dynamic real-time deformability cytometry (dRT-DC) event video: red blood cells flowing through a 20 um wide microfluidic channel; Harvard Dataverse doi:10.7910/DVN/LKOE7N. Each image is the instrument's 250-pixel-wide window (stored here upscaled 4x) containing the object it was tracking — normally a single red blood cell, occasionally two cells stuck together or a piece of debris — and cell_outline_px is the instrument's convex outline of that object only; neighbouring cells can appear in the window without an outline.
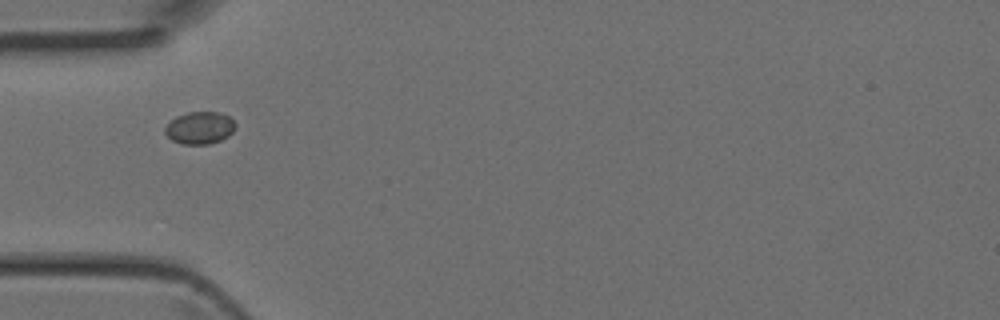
{"species": "Egyptian fruit bat (a non-hibernating species)", "species_latin": "Rousettus aegyptiacus", "temperature_condition": "room temperature", "stored_images_in_passage": 2, "camera_frame_rate_fps": 3000, "um_per_image_px": 0.085, "animal": {"sex": "female"}, "frame": {"image": 1, "passage_image": 1, "time_ms": 0.0, "image_size_px": [1000, 320], "cell_outline_px": [[236, 128], [228, 136], [220, 140], [208, 144], [180, 144], [172, 140], [164, 132], [164, 128], [176, 116], [188, 112], [220, 112], [228, 116], [236, 124]], "centroid_in_image_um": [16.98, 10.87], "position_along_channel_um": 68.0, "area_um2": 13.24}}
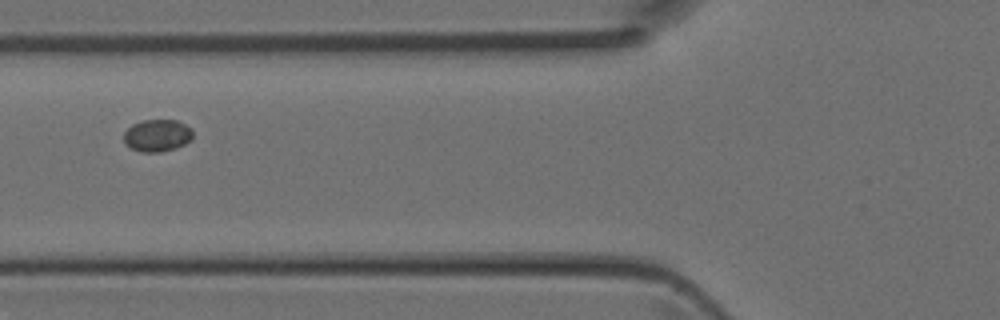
{"frame": {"image": 2, "passage_image": 2, "time_ms": 0.333, "image_size_px": [1000, 320], "cell_outline_px": [[192, 136], [184, 144], [176, 148], [160, 152], [140, 152], [124, 144], [124, 132], [132, 124], [144, 120], [176, 120], [192, 128]], "centroid_in_image_um": [13.34, 11.52], "position_along_channel_um": 112.5, "area_um2": 12.89}}